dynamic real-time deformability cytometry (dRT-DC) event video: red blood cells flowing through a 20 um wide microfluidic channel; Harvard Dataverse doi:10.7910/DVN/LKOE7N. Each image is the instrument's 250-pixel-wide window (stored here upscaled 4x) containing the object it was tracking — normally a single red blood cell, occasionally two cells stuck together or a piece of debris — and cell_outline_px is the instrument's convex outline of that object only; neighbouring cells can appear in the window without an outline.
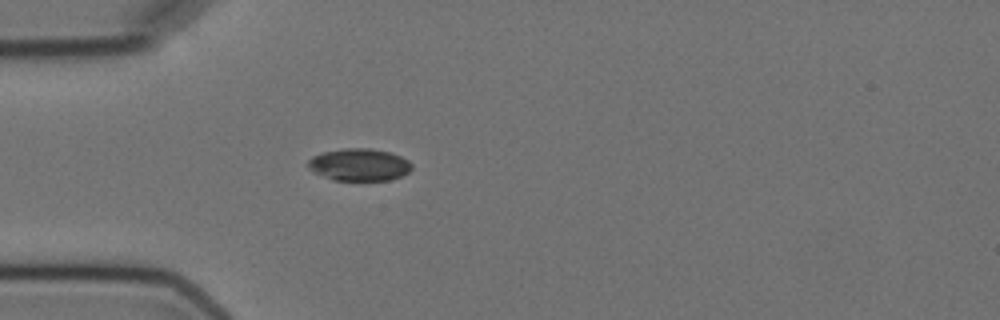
{"species": "Egyptian fruit bat (a non-hibernating species)", "species_latin": "Rousettus aegyptiacus", "temperature_condition": "cold", "stored_images_in_passage": 3, "camera_frame_rate_fps": 3000, "um_per_image_px": 0.085, "animal": {"sex": "female"}, "frame": {"image": 1, "passage_image": 3, "time_ms": 3.333, "image_size_px": [1000, 320], "cell_outline_px": [[412, 168], [408, 172], [400, 176], [388, 180], [332, 180], [312, 172], [308, 168], [308, 160], [312, 156], [324, 152], [344, 148], [372, 148], [388, 152], [400, 156], [408, 160], [412, 164]], "centroid_in_image_um": [30.51, 14.0], "position_along_channel_um": 54.5, "area_um2": 19.54}}